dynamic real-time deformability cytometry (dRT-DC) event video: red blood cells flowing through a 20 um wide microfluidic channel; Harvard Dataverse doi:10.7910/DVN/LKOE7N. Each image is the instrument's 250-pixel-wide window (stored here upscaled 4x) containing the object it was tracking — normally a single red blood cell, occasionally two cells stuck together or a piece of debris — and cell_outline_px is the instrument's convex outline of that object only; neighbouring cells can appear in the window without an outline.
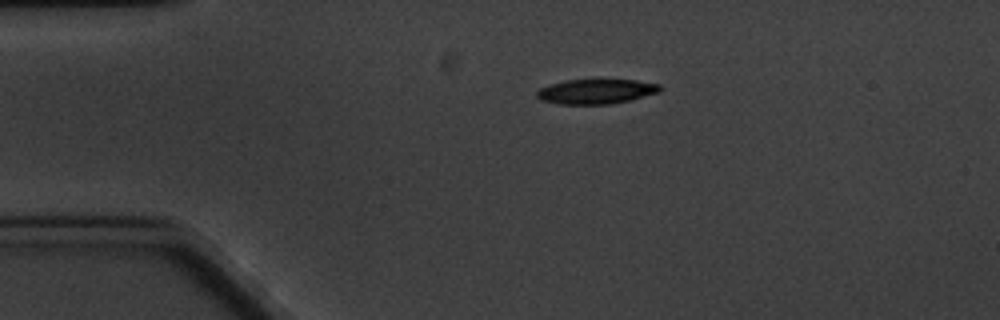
{"species": "common noctule bat (a hibernating species)", "species_latin": "Nyctalus noctula", "temperature_condition": "cold", "stored_images_in_passage": 8, "camera_frame_rate_fps": 3000, "um_per_image_px": 0.085, "animal": {"sex": "male", "body_mass_g": 20.1, "forearm_length_mm": 53.5}, "frame": {"image": 1, "passage_image": 1, "time_ms": 0.0, "image_size_px": [1000, 320], "cell_outline_px": [[660, 92], [632, 100], [612, 104], [560, 104], [540, 100], [536, 96], [536, 92], [540, 88], [552, 84], [568, 80], [636, 80], [660, 84]], "centroid_in_image_um": [50.69, 7.78], "position_along_channel_um": 34.3, "area_um2": 17.74}}
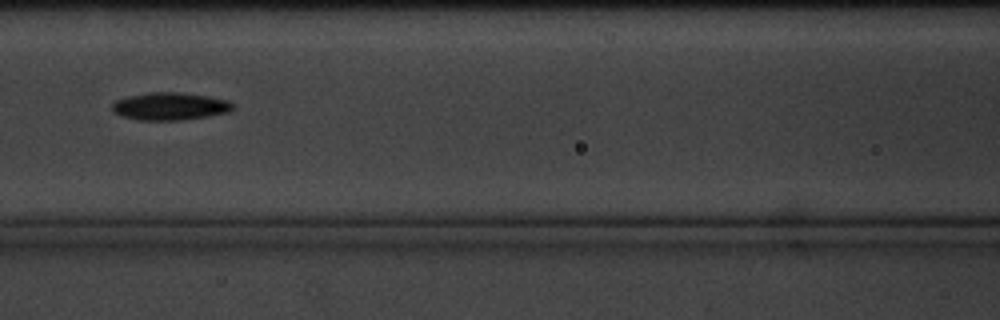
{"frame": {"image": 2, "passage_image": 5, "time_ms": 4.667, "image_size_px": [1000, 320], "cell_outline_px": [[232, 108], [228, 112], [208, 116], [184, 120], [136, 120], [124, 116], [116, 112], [112, 108], [112, 104], [116, 100], [128, 96], [148, 92], [176, 92], [208, 96], [228, 100], [232, 104]], "centroid_in_image_um": [14.44, 9.03], "position_along_channel_um": 152.2, "area_um2": 19.25}}
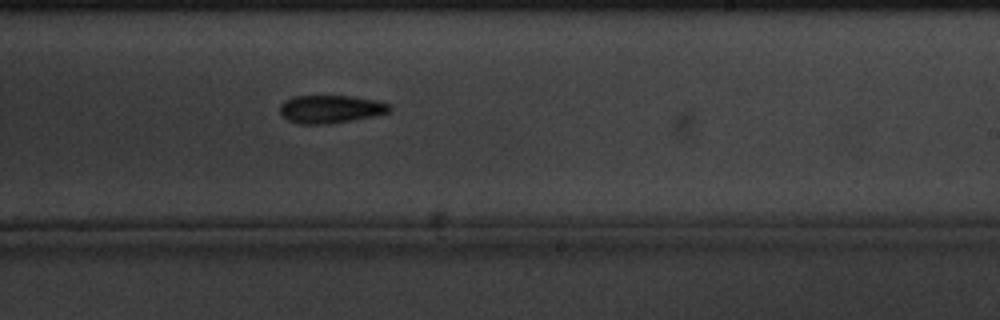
{"frame": {"image": 3, "passage_image": 8, "time_ms": 8.0, "image_size_px": [1000, 320], "cell_outline_px": [[392, 108], [388, 112], [372, 116], [352, 120], [324, 124], [300, 124], [288, 120], [280, 112], [280, 104], [284, 100], [292, 96], [356, 96], [376, 100], [388, 104]], "centroid_in_image_um": [28.07, 9.26], "position_along_channel_um": 260.9, "area_um2": 17.8}}